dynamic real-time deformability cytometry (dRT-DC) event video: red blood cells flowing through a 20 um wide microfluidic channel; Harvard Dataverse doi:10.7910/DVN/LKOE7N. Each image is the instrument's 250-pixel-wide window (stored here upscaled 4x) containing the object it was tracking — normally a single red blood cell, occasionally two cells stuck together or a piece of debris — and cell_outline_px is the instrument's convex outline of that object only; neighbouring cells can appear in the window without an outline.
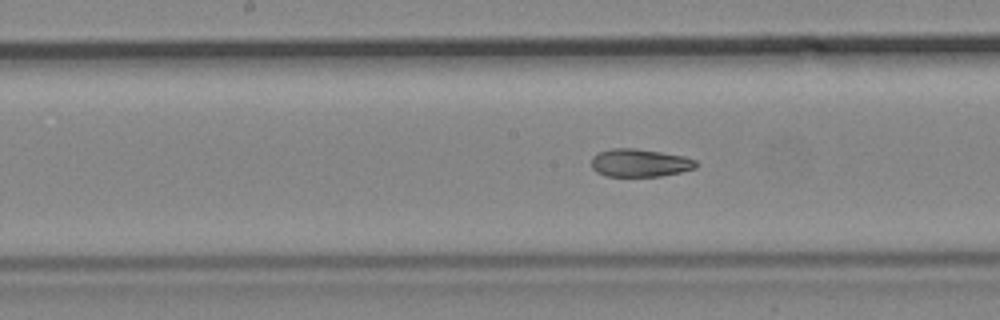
{"species": "common noctule bat (a hibernating species)", "species_latin": "Nyctalus noctula", "temperature_condition": "cold", "stored_images_in_passage": 9, "segment_of_instrument_passage": [2, 2], "camera_frame_rate_fps": 3000, "um_per_image_px": 0.085, "animal": {"sex": "male", "body_mass_g": 19.2, "forearm_length_mm": 51.8}, "frame": {"image": 1, "passage_image": 9, "time_ms": 9.667, "image_size_px": [1000, 320], "cell_outline_px": [[696, 168], [680, 172], [660, 176], [604, 176], [596, 172], [592, 168], [592, 156], [596, 152], [612, 148], [636, 148], [684, 156], [696, 160]], "centroid_in_image_um": [54.34, 13.84], "position_along_channel_um": 193.9, "area_um2": 17.11}}